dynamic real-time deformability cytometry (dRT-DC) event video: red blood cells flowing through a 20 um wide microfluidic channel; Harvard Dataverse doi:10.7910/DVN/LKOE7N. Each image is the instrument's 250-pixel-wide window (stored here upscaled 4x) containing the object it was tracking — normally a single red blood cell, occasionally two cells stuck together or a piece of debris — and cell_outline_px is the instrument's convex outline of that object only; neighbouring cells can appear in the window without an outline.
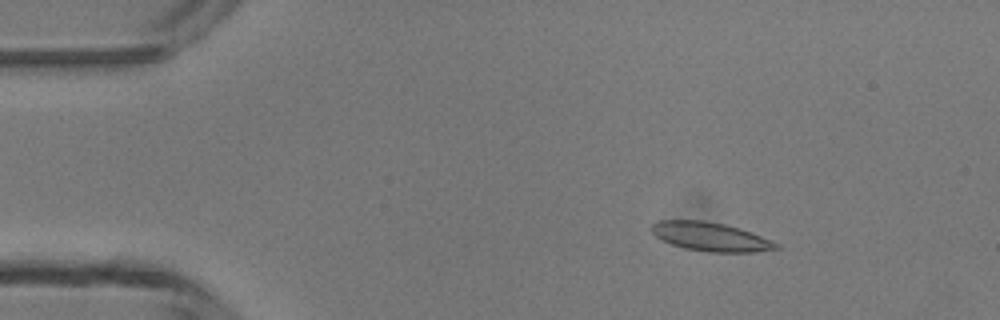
{"species": "common noctule bat (a hibernating species)", "species_latin": "Nyctalus noctula", "temperature_condition": "room temperature", "stored_images_in_passage": 3, "camera_frame_rate_fps": 3000, "um_per_image_px": 0.085, "animal": {"sex": "male", "body_mass_g": 13.3}, "frame": {"image": 1, "passage_image": 1, "time_ms": 0.0, "image_size_px": [1000, 320], "cell_outline_px": [[780, 248], [756, 252], [708, 252], [684, 248], [660, 240], [648, 228], [656, 220], [704, 220], [724, 224], [740, 228], [780, 244]], "centroid_in_image_um": [60.35, 20.11], "position_along_channel_um": 24.7, "area_um2": 21.04}}